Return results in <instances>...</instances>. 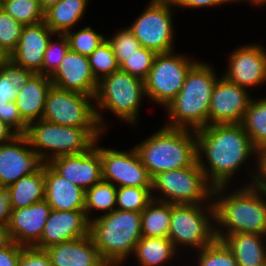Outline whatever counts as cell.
I'll return each mask as SVG.
<instances>
[{"label": "cell", "mask_w": 266, "mask_h": 266, "mask_svg": "<svg viewBox=\"0 0 266 266\" xmlns=\"http://www.w3.org/2000/svg\"><path fill=\"white\" fill-rule=\"evenodd\" d=\"M155 189L165 197H153L154 200L171 204H200L204 200L212 201L213 187L207 181L198 161L186 168L157 174L152 178V191Z\"/></svg>", "instance_id": "obj_9"}, {"label": "cell", "mask_w": 266, "mask_h": 266, "mask_svg": "<svg viewBox=\"0 0 266 266\" xmlns=\"http://www.w3.org/2000/svg\"><path fill=\"white\" fill-rule=\"evenodd\" d=\"M104 266H112V264H108V263H106Z\"/></svg>", "instance_id": "obj_53"}, {"label": "cell", "mask_w": 266, "mask_h": 266, "mask_svg": "<svg viewBox=\"0 0 266 266\" xmlns=\"http://www.w3.org/2000/svg\"><path fill=\"white\" fill-rule=\"evenodd\" d=\"M90 221L84 210H51L44 225L41 239L33 246L46 249L50 246L89 235Z\"/></svg>", "instance_id": "obj_18"}, {"label": "cell", "mask_w": 266, "mask_h": 266, "mask_svg": "<svg viewBox=\"0 0 266 266\" xmlns=\"http://www.w3.org/2000/svg\"><path fill=\"white\" fill-rule=\"evenodd\" d=\"M8 57L4 54V52L0 49V64L3 63Z\"/></svg>", "instance_id": "obj_52"}, {"label": "cell", "mask_w": 266, "mask_h": 266, "mask_svg": "<svg viewBox=\"0 0 266 266\" xmlns=\"http://www.w3.org/2000/svg\"><path fill=\"white\" fill-rule=\"evenodd\" d=\"M0 119L18 134H25L28 124L21 118L18 107L13 101L0 104Z\"/></svg>", "instance_id": "obj_42"}, {"label": "cell", "mask_w": 266, "mask_h": 266, "mask_svg": "<svg viewBox=\"0 0 266 266\" xmlns=\"http://www.w3.org/2000/svg\"><path fill=\"white\" fill-rule=\"evenodd\" d=\"M134 148L151 178L161 172L192 166L197 161L195 130L165 126Z\"/></svg>", "instance_id": "obj_4"}, {"label": "cell", "mask_w": 266, "mask_h": 266, "mask_svg": "<svg viewBox=\"0 0 266 266\" xmlns=\"http://www.w3.org/2000/svg\"><path fill=\"white\" fill-rule=\"evenodd\" d=\"M34 74L29 69L15 64L7 58L0 64V104L15 102L18 89L22 88Z\"/></svg>", "instance_id": "obj_31"}, {"label": "cell", "mask_w": 266, "mask_h": 266, "mask_svg": "<svg viewBox=\"0 0 266 266\" xmlns=\"http://www.w3.org/2000/svg\"><path fill=\"white\" fill-rule=\"evenodd\" d=\"M146 96L144 81L121 69L100 79L95 95L96 117L100 128L104 129L103 113L99 110L107 108L119 119L135 124L142 98ZM103 120V121H102Z\"/></svg>", "instance_id": "obj_7"}, {"label": "cell", "mask_w": 266, "mask_h": 266, "mask_svg": "<svg viewBox=\"0 0 266 266\" xmlns=\"http://www.w3.org/2000/svg\"><path fill=\"white\" fill-rule=\"evenodd\" d=\"M89 235L102 259L120 266L142 238L141 213L118 209L104 213L90 219Z\"/></svg>", "instance_id": "obj_5"}, {"label": "cell", "mask_w": 266, "mask_h": 266, "mask_svg": "<svg viewBox=\"0 0 266 266\" xmlns=\"http://www.w3.org/2000/svg\"><path fill=\"white\" fill-rule=\"evenodd\" d=\"M0 7L23 25L36 24L45 19V11L39 0H1Z\"/></svg>", "instance_id": "obj_33"}, {"label": "cell", "mask_w": 266, "mask_h": 266, "mask_svg": "<svg viewBox=\"0 0 266 266\" xmlns=\"http://www.w3.org/2000/svg\"><path fill=\"white\" fill-rule=\"evenodd\" d=\"M88 0H60L45 11V23L55 34H65L82 19Z\"/></svg>", "instance_id": "obj_27"}, {"label": "cell", "mask_w": 266, "mask_h": 266, "mask_svg": "<svg viewBox=\"0 0 266 266\" xmlns=\"http://www.w3.org/2000/svg\"><path fill=\"white\" fill-rule=\"evenodd\" d=\"M173 5L186 8H200L221 5L225 2H231V0H170Z\"/></svg>", "instance_id": "obj_45"}, {"label": "cell", "mask_w": 266, "mask_h": 266, "mask_svg": "<svg viewBox=\"0 0 266 266\" xmlns=\"http://www.w3.org/2000/svg\"><path fill=\"white\" fill-rule=\"evenodd\" d=\"M171 212V203L153 199L141 212L142 237L168 238Z\"/></svg>", "instance_id": "obj_28"}, {"label": "cell", "mask_w": 266, "mask_h": 266, "mask_svg": "<svg viewBox=\"0 0 266 266\" xmlns=\"http://www.w3.org/2000/svg\"><path fill=\"white\" fill-rule=\"evenodd\" d=\"M196 137L197 161L213 188L227 187L236 170L255 153L258 156L259 173H256L257 176L253 174L252 181L253 184L260 182L261 155L240 123L207 125L196 130ZM202 153L206 155L209 165L203 161Z\"/></svg>", "instance_id": "obj_1"}, {"label": "cell", "mask_w": 266, "mask_h": 266, "mask_svg": "<svg viewBox=\"0 0 266 266\" xmlns=\"http://www.w3.org/2000/svg\"><path fill=\"white\" fill-rule=\"evenodd\" d=\"M52 84L60 89L75 91L95 97L98 81L92 74L89 59L68 50L60 66L50 76Z\"/></svg>", "instance_id": "obj_19"}, {"label": "cell", "mask_w": 266, "mask_h": 266, "mask_svg": "<svg viewBox=\"0 0 266 266\" xmlns=\"http://www.w3.org/2000/svg\"><path fill=\"white\" fill-rule=\"evenodd\" d=\"M52 266H104L90 235L44 249Z\"/></svg>", "instance_id": "obj_22"}, {"label": "cell", "mask_w": 266, "mask_h": 266, "mask_svg": "<svg viewBox=\"0 0 266 266\" xmlns=\"http://www.w3.org/2000/svg\"><path fill=\"white\" fill-rule=\"evenodd\" d=\"M174 51L156 54L153 66L144 80L145 93L165 107L183 87L190 69L197 63Z\"/></svg>", "instance_id": "obj_10"}, {"label": "cell", "mask_w": 266, "mask_h": 266, "mask_svg": "<svg viewBox=\"0 0 266 266\" xmlns=\"http://www.w3.org/2000/svg\"><path fill=\"white\" fill-rule=\"evenodd\" d=\"M152 194V187H117L116 209L141 213L153 200Z\"/></svg>", "instance_id": "obj_34"}, {"label": "cell", "mask_w": 266, "mask_h": 266, "mask_svg": "<svg viewBox=\"0 0 266 266\" xmlns=\"http://www.w3.org/2000/svg\"><path fill=\"white\" fill-rule=\"evenodd\" d=\"M199 266H238L232 251L221 240L199 250Z\"/></svg>", "instance_id": "obj_38"}, {"label": "cell", "mask_w": 266, "mask_h": 266, "mask_svg": "<svg viewBox=\"0 0 266 266\" xmlns=\"http://www.w3.org/2000/svg\"><path fill=\"white\" fill-rule=\"evenodd\" d=\"M236 2V1H242V0H231V2ZM249 1V0H248ZM252 2V4H256V5H263L264 3L266 4V0H250V3Z\"/></svg>", "instance_id": "obj_51"}, {"label": "cell", "mask_w": 266, "mask_h": 266, "mask_svg": "<svg viewBox=\"0 0 266 266\" xmlns=\"http://www.w3.org/2000/svg\"><path fill=\"white\" fill-rule=\"evenodd\" d=\"M155 56L154 51L140 47L135 53L127 56L120 64V69L144 81L153 66Z\"/></svg>", "instance_id": "obj_39"}, {"label": "cell", "mask_w": 266, "mask_h": 266, "mask_svg": "<svg viewBox=\"0 0 266 266\" xmlns=\"http://www.w3.org/2000/svg\"><path fill=\"white\" fill-rule=\"evenodd\" d=\"M221 77L216 81L212 91L208 125L239 124L252 98L246 88L228 81L224 75Z\"/></svg>", "instance_id": "obj_14"}, {"label": "cell", "mask_w": 266, "mask_h": 266, "mask_svg": "<svg viewBox=\"0 0 266 266\" xmlns=\"http://www.w3.org/2000/svg\"><path fill=\"white\" fill-rule=\"evenodd\" d=\"M175 250L169 238L142 237L136 244L134 254L141 266H160L174 258Z\"/></svg>", "instance_id": "obj_29"}, {"label": "cell", "mask_w": 266, "mask_h": 266, "mask_svg": "<svg viewBox=\"0 0 266 266\" xmlns=\"http://www.w3.org/2000/svg\"><path fill=\"white\" fill-rule=\"evenodd\" d=\"M22 246L11 242L0 250V266H18Z\"/></svg>", "instance_id": "obj_44"}, {"label": "cell", "mask_w": 266, "mask_h": 266, "mask_svg": "<svg viewBox=\"0 0 266 266\" xmlns=\"http://www.w3.org/2000/svg\"><path fill=\"white\" fill-rule=\"evenodd\" d=\"M51 210L45 199L31 206L12 209L7 225L11 240L24 247H33L41 239Z\"/></svg>", "instance_id": "obj_20"}, {"label": "cell", "mask_w": 266, "mask_h": 266, "mask_svg": "<svg viewBox=\"0 0 266 266\" xmlns=\"http://www.w3.org/2000/svg\"><path fill=\"white\" fill-rule=\"evenodd\" d=\"M102 133L104 131L100 127H73L41 119L29 123L24 135L44 164L59 156L75 155L90 150ZM41 149L51 151L50 157Z\"/></svg>", "instance_id": "obj_6"}, {"label": "cell", "mask_w": 266, "mask_h": 266, "mask_svg": "<svg viewBox=\"0 0 266 266\" xmlns=\"http://www.w3.org/2000/svg\"><path fill=\"white\" fill-rule=\"evenodd\" d=\"M88 59L92 74L98 82L103 77L120 69L112 46L107 39L88 56Z\"/></svg>", "instance_id": "obj_35"}, {"label": "cell", "mask_w": 266, "mask_h": 266, "mask_svg": "<svg viewBox=\"0 0 266 266\" xmlns=\"http://www.w3.org/2000/svg\"><path fill=\"white\" fill-rule=\"evenodd\" d=\"M11 209H19L45 199V163L6 188Z\"/></svg>", "instance_id": "obj_26"}, {"label": "cell", "mask_w": 266, "mask_h": 266, "mask_svg": "<svg viewBox=\"0 0 266 266\" xmlns=\"http://www.w3.org/2000/svg\"><path fill=\"white\" fill-rule=\"evenodd\" d=\"M11 213L8 191L6 188H0V225H8Z\"/></svg>", "instance_id": "obj_46"}, {"label": "cell", "mask_w": 266, "mask_h": 266, "mask_svg": "<svg viewBox=\"0 0 266 266\" xmlns=\"http://www.w3.org/2000/svg\"><path fill=\"white\" fill-rule=\"evenodd\" d=\"M45 200L53 210H85V191L45 163Z\"/></svg>", "instance_id": "obj_23"}, {"label": "cell", "mask_w": 266, "mask_h": 266, "mask_svg": "<svg viewBox=\"0 0 266 266\" xmlns=\"http://www.w3.org/2000/svg\"><path fill=\"white\" fill-rule=\"evenodd\" d=\"M54 32L45 21L24 25L16 50L9 56L15 64L42 74L44 52Z\"/></svg>", "instance_id": "obj_21"}, {"label": "cell", "mask_w": 266, "mask_h": 266, "mask_svg": "<svg viewBox=\"0 0 266 266\" xmlns=\"http://www.w3.org/2000/svg\"><path fill=\"white\" fill-rule=\"evenodd\" d=\"M23 27L0 7V49L8 58L18 46Z\"/></svg>", "instance_id": "obj_36"}, {"label": "cell", "mask_w": 266, "mask_h": 266, "mask_svg": "<svg viewBox=\"0 0 266 266\" xmlns=\"http://www.w3.org/2000/svg\"><path fill=\"white\" fill-rule=\"evenodd\" d=\"M94 98L52 85L46 97L42 119L73 127H100L94 105L90 103Z\"/></svg>", "instance_id": "obj_11"}, {"label": "cell", "mask_w": 266, "mask_h": 266, "mask_svg": "<svg viewBox=\"0 0 266 266\" xmlns=\"http://www.w3.org/2000/svg\"><path fill=\"white\" fill-rule=\"evenodd\" d=\"M201 205L172 204L168 238L173 242L176 250L178 245L183 244V246L195 247L199 251L217 239L214 230L216 226H212L211 220H215L213 201H210L207 209L205 205Z\"/></svg>", "instance_id": "obj_8"}, {"label": "cell", "mask_w": 266, "mask_h": 266, "mask_svg": "<svg viewBox=\"0 0 266 266\" xmlns=\"http://www.w3.org/2000/svg\"><path fill=\"white\" fill-rule=\"evenodd\" d=\"M52 85L50 76L34 73L27 83L18 89L15 103L21 118L27 124L43 118L46 97Z\"/></svg>", "instance_id": "obj_24"}, {"label": "cell", "mask_w": 266, "mask_h": 266, "mask_svg": "<svg viewBox=\"0 0 266 266\" xmlns=\"http://www.w3.org/2000/svg\"><path fill=\"white\" fill-rule=\"evenodd\" d=\"M244 187L225 197L222 195L225 186L213 188L214 221L220 225L215 228L217 240L222 241L227 235L237 233L266 236V200L261 198L266 196V190L260 183H250ZM223 227L227 232L221 229Z\"/></svg>", "instance_id": "obj_2"}, {"label": "cell", "mask_w": 266, "mask_h": 266, "mask_svg": "<svg viewBox=\"0 0 266 266\" xmlns=\"http://www.w3.org/2000/svg\"><path fill=\"white\" fill-rule=\"evenodd\" d=\"M240 124L259 154L266 153V99H252Z\"/></svg>", "instance_id": "obj_30"}, {"label": "cell", "mask_w": 266, "mask_h": 266, "mask_svg": "<svg viewBox=\"0 0 266 266\" xmlns=\"http://www.w3.org/2000/svg\"><path fill=\"white\" fill-rule=\"evenodd\" d=\"M215 74L212 67L197 61L180 92L165 107L171 120L166 127L196 131L208 125L210 99L219 79Z\"/></svg>", "instance_id": "obj_3"}, {"label": "cell", "mask_w": 266, "mask_h": 266, "mask_svg": "<svg viewBox=\"0 0 266 266\" xmlns=\"http://www.w3.org/2000/svg\"><path fill=\"white\" fill-rule=\"evenodd\" d=\"M96 148L100 151L104 181L112 183L116 187H152V178L142 164L135 148L128 152Z\"/></svg>", "instance_id": "obj_13"}, {"label": "cell", "mask_w": 266, "mask_h": 266, "mask_svg": "<svg viewBox=\"0 0 266 266\" xmlns=\"http://www.w3.org/2000/svg\"><path fill=\"white\" fill-rule=\"evenodd\" d=\"M259 183L266 190V153L261 156V178Z\"/></svg>", "instance_id": "obj_49"}, {"label": "cell", "mask_w": 266, "mask_h": 266, "mask_svg": "<svg viewBox=\"0 0 266 266\" xmlns=\"http://www.w3.org/2000/svg\"><path fill=\"white\" fill-rule=\"evenodd\" d=\"M255 233L227 235L222 241L232 251L238 266H266V247Z\"/></svg>", "instance_id": "obj_25"}, {"label": "cell", "mask_w": 266, "mask_h": 266, "mask_svg": "<svg viewBox=\"0 0 266 266\" xmlns=\"http://www.w3.org/2000/svg\"><path fill=\"white\" fill-rule=\"evenodd\" d=\"M262 46L246 45L232 52L225 78L240 87L249 89L266 81V52Z\"/></svg>", "instance_id": "obj_17"}, {"label": "cell", "mask_w": 266, "mask_h": 266, "mask_svg": "<svg viewBox=\"0 0 266 266\" xmlns=\"http://www.w3.org/2000/svg\"><path fill=\"white\" fill-rule=\"evenodd\" d=\"M57 35V42L53 43L52 39H50L47 49L44 52V59L42 63L43 75L51 76L55 72V70L60 66L62 59L65 57L66 53L70 49L66 35ZM58 40L60 43H58Z\"/></svg>", "instance_id": "obj_40"}, {"label": "cell", "mask_w": 266, "mask_h": 266, "mask_svg": "<svg viewBox=\"0 0 266 266\" xmlns=\"http://www.w3.org/2000/svg\"><path fill=\"white\" fill-rule=\"evenodd\" d=\"M60 0H39L40 5L44 11L49 9L51 6L57 4Z\"/></svg>", "instance_id": "obj_50"}, {"label": "cell", "mask_w": 266, "mask_h": 266, "mask_svg": "<svg viewBox=\"0 0 266 266\" xmlns=\"http://www.w3.org/2000/svg\"><path fill=\"white\" fill-rule=\"evenodd\" d=\"M70 50L88 57L92 52L106 40L103 34L95 32L91 27L87 26L80 29L76 33L68 31L65 33Z\"/></svg>", "instance_id": "obj_37"}, {"label": "cell", "mask_w": 266, "mask_h": 266, "mask_svg": "<svg viewBox=\"0 0 266 266\" xmlns=\"http://www.w3.org/2000/svg\"><path fill=\"white\" fill-rule=\"evenodd\" d=\"M106 39L111 44L119 65L127 56L135 53L141 47L140 42L134 37V34L129 28L117 31L111 39Z\"/></svg>", "instance_id": "obj_41"}, {"label": "cell", "mask_w": 266, "mask_h": 266, "mask_svg": "<svg viewBox=\"0 0 266 266\" xmlns=\"http://www.w3.org/2000/svg\"><path fill=\"white\" fill-rule=\"evenodd\" d=\"M116 196L117 187L104 180L86 190L84 211L87 219L90 221L88 213L90 214L92 210L108 211L106 213H111L113 210H116Z\"/></svg>", "instance_id": "obj_32"}, {"label": "cell", "mask_w": 266, "mask_h": 266, "mask_svg": "<svg viewBox=\"0 0 266 266\" xmlns=\"http://www.w3.org/2000/svg\"><path fill=\"white\" fill-rule=\"evenodd\" d=\"M42 164L27 137L17 135L10 143L0 145V188H7L22 176L35 172Z\"/></svg>", "instance_id": "obj_15"}, {"label": "cell", "mask_w": 266, "mask_h": 266, "mask_svg": "<svg viewBox=\"0 0 266 266\" xmlns=\"http://www.w3.org/2000/svg\"><path fill=\"white\" fill-rule=\"evenodd\" d=\"M18 266H52L45 250L22 246Z\"/></svg>", "instance_id": "obj_43"}, {"label": "cell", "mask_w": 266, "mask_h": 266, "mask_svg": "<svg viewBox=\"0 0 266 266\" xmlns=\"http://www.w3.org/2000/svg\"><path fill=\"white\" fill-rule=\"evenodd\" d=\"M170 0H152L129 29L141 47L156 54L173 51V22Z\"/></svg>", "instance_id": "obj_12"}, {"label": "cell", "mask_w": 266, "mask_h": 266, "mask_svg": "<svg viewBox=\"0 0 266 266\" xmlns=\"http://www.w3.org/2000/svg\"><path fill=\"white\" fill-rule=\"evenodd\" d=\"M17 135L19 134L0 119V145L10 142Z\"/></svg>", "instance_id": "obj_47"}, {"label": "cell", "mask_w": 266, "mask_h": 266, "mask_svg": "<svg viewBox=\"0 0 266 266\" xmlns=\"http://www.w3.org/2000/svg\"><path fill=\"white\" fill-rule=\"evenodd\" d=\"M11 242L8 227L0 225V250L8 246Z\"/></svg>", "instance_id": "obj_48"}, {"label": "cell", "mask_w": 266, "mask_h": 266, "mask_svg": "<svg viewBox=\"0 0 266 266\" xmlns=\"http://www.w3.org/2000/svg\"><path fill=\"white\" fill-rule=\"evenodd\" d=\"M95 145L88 151L75 155L56 157L48 164L64 179L84 191L103 180L100 151Z\"/></svg>", "instance_id": "obj_16"}]
</instances>
